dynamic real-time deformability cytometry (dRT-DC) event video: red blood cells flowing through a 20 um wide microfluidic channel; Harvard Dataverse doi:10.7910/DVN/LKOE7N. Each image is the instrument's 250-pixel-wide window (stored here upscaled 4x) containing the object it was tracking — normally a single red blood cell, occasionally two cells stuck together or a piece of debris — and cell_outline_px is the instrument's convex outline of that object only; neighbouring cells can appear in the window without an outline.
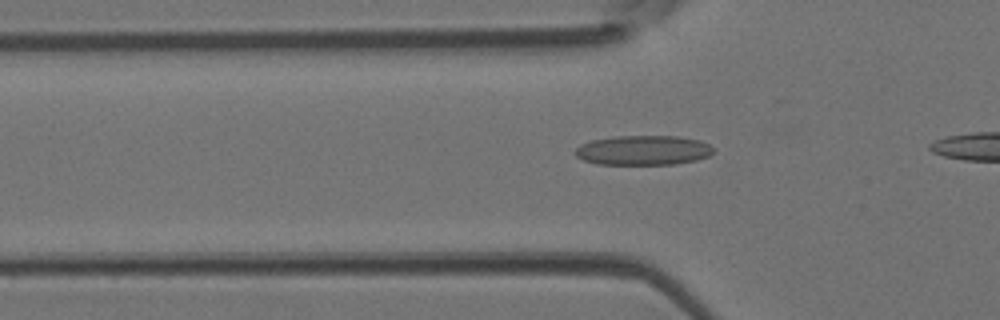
{"species": "Egyptian fruit bat (a non-hibernating species)", "species_latin": "Rousettus aegyptiacus", "temperature_condition": "room temperature", "stored_images_in_passage": 17, "camera_frame_rate_fps": 3000, "um_per_image_px": 0.085, "animal": {"sex": "female"}, "frame": {"image": 1, "passage_image": 6, "time_ms": 1.667, "image_size_px": [1000, 320], "cell_outline_px": [[716, 148], [708, 156], [696, 160], [676, 164], [596, 164], [584, 160], [576, 156], [572, 152], [580, 144], [592, 140], [612, 136], [676, 136], [700, 140]], "centroid_in_image_um": [54.65, 12.77], "position_along_channel_um": 71.1, "area_um2": 24.04}}
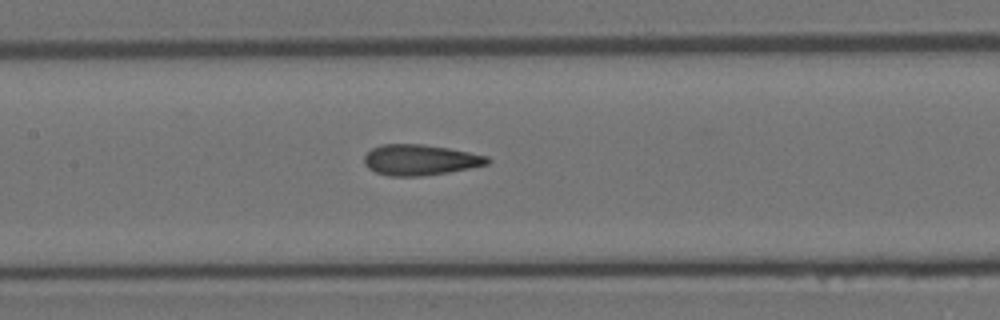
{"frame": {"image": 2, "passage_image": 13, "time_ms": 4.0, "image_size_px": [1000, 320], "cell_outline_px": [[492, 160], [488, 164], [448, 172], [420, 176], [388, 176], [376, 172], [368, 168], [364, 164], [364, 156], [372, 148], [380, 144], [420, 144], [448, 148], [488, 156]], "centroid_in_image_um": [35.69, 13.59], "position_along_channel_um": 171.7, "area_um2": 21.96}}
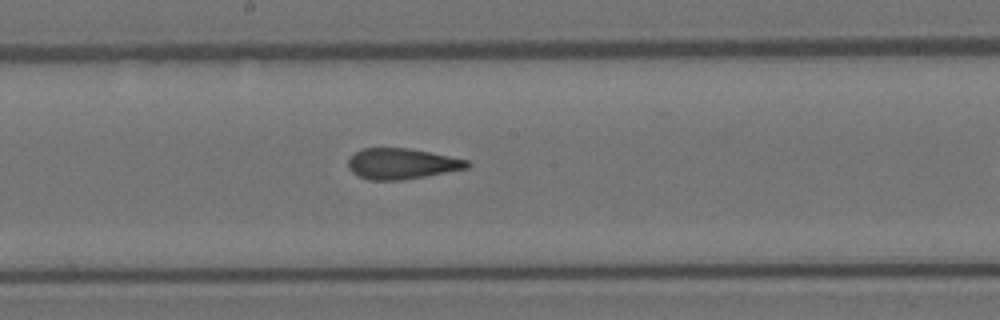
{"frame": {"image": 3, "passage_image": 16, "time_ms": 5.0, "image_size_px": [1000, 320], "cell_outline_px": [[472, 164], [468, 168], [404, 180], [368, 180], [352, 172], [348, 168], [348, 160], [356, 152], [364, 148], [408, 148], [468, 160]], "centroid_in_image_um": [34.15, 13.92], "position_along_channel_um": 214.1, "area_um2": 21.15}}